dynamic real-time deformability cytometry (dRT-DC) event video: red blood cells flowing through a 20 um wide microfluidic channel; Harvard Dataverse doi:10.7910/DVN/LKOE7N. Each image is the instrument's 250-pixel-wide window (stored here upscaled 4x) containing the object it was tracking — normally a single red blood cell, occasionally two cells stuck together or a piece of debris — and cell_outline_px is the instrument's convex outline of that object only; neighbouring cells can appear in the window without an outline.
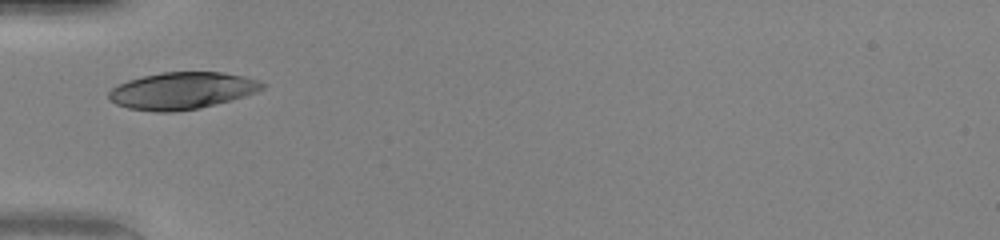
{"species": "human", "species_latin": "Homo sapiens", "temperature_condition": "warm", "stored_images_in_passage": 26, "camera_frame_rate_fps": 3000, "um_per_image_px": 0.085, "donor": {"sex": "female"}, "frame": {"image": 1, "passage_image": 1, "time_ms": 0.0, "image_size_px": [1000, 240], "cell_outline_px": [[268, 84], [264, 88], [256, 92], [244, 96], [216, 104], [200, 108], [172, 112], [156, 112], [128, 108], [116, 104], [108, 96], [108, 92], [112, 88], [128, 80], [160, 72], [220, 72], [244, 76]], "centroid_in_image_um": [15.48, 7.71], "position_along_channel_um": 69.5, "area_um2": 32.95}}
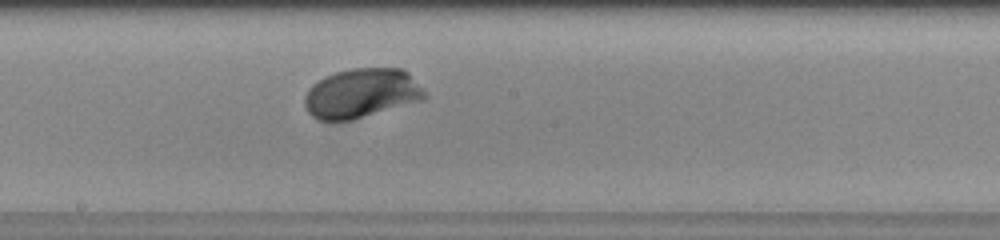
{"frame": {"image": 2, "passage_image": 12, "time_ms": 3.667, "image_size_px": [1000, 240], "cell_outline_px": [[428, 96], [424, 100], [352, 120], [316, 120], [304, 108], [304, 96], [308, 88], [312, 84], [324, 76], [336, 72], [352, 68], [404, 68], [428, 92]], "centroid_in_image_um": [30.74, 7.92], "position_along_channel_um": 217.5, "area_um2": 35.14}, "authors_computed_cell_mechanics": {"area_um2": 33.8997, "velocity_mm_per_s": 4.0692, "shape_relaxation_time_tau1_ms": 1.412, "shape_relaxation_time_tau2_ms": null, "deformation_change_tau1": 0.1392, "deformation_change_tau2": null}}